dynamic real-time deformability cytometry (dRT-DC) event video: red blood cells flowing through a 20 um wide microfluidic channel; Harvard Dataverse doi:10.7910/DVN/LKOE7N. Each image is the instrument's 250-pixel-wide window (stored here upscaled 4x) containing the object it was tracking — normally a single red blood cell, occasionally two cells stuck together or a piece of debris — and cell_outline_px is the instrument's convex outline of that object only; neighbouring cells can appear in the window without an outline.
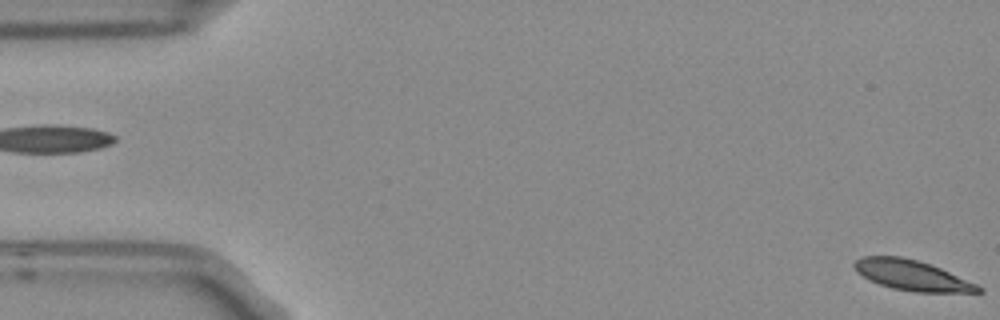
{"species": "Egyptian fruit bat (a non-hibernating species)", "species_latin": "Rousettus aegyptiacus", "temperature_condition": "room temperature", "stored_images_in_passage": 4, "segment_of_instrument_passage": [2, 2], "camera_frame_rate_fps": 3000, "um_per_image_px": 0.085, "frame": {"image": 1, "passage_image": 4, "time_ms": 1.0, "image_size_px": [1000, 320], "cell_outline_px": [[984, 292], [916, 292], [892, 288], [868, 280], [856, 272], [852, 264], [856, 260], [864, 256], [900, 256], [916, 260], [940, 268], [976, 284], [984, 288]], "centroid_in_image_um": [77.48, 23.4], "position_along_channel_um": 7.5, "area_um2": 21.68}}